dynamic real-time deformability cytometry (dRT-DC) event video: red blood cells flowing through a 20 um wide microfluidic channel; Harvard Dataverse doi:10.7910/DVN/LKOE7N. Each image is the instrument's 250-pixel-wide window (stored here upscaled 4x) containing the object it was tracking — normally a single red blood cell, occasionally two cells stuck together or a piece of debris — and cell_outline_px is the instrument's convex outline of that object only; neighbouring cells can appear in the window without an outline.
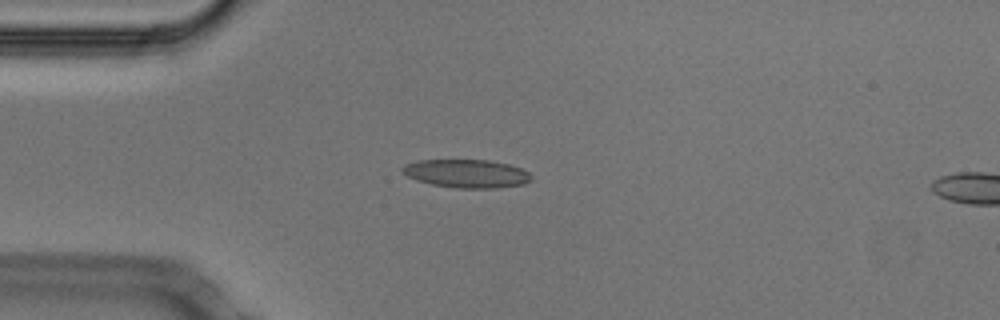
{"species": "Egyptian fruit bat (a non-hibernating species)", "species_latin": "Rousettus aegyptiacus", "temperature_condition": "cold", "stored_images_in_passage": 4, "camera_frame_rate_fps": 3000, "um_per_image_px": 0.085, "animal": {"sex": "male"}, "frame": {"image": 1, "passage_image": 1, "time_ms": 0.0, "image_size_px": [1000, 320], "cell_outline_px": [[532, 180], [524, 184], [496, 188], [456, 188], [432, 184], [416, 180], [408, 176], [400, 168], [404, 164], [416, 160], [488, 160], [508, 164], [520, 168], [528, 172], [532, 176]], "centroid_in_image_um": [39.66, 14.75], "position_along_channel_um": 45.3, "area_um2": 21.27}}